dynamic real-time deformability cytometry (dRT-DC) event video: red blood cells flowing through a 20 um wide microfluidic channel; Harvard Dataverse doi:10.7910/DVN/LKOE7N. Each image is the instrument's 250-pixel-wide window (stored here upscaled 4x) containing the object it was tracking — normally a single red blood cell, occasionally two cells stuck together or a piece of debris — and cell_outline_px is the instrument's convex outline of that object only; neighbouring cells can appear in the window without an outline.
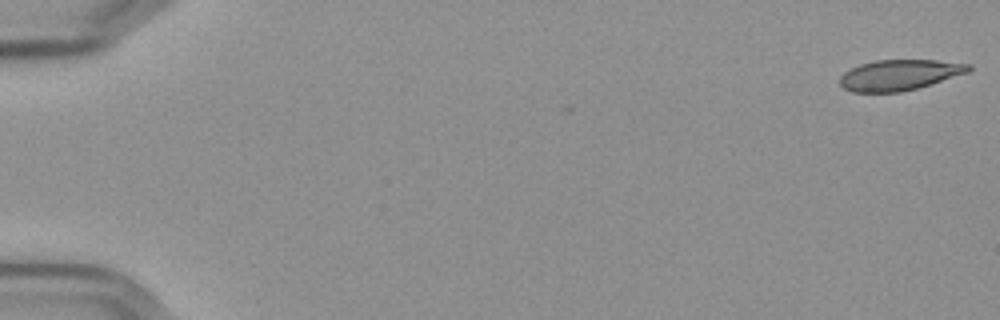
{"species": "Egyptian fruit bat (a non-hibernating species)", "species_latin": "Rousettus aegyptiacus", "temperature_condition": "cold", "stored_images_in_passage": 57, "camera_frame_rate_fps": 3000, "um_per_image_px": 0.085, "frame": {"image": 1, "passage_image": 1, "time_ms": 0.0, "image_size_px": [1000, 320], "cell_outline_px": [[972, 68], [968, 72], [916, 88], [900, 92], [852, 92], [844, 88], [840, 84], [840, 76], [844, 72], [860, 64], [876, 60], [936, 60], [972, 64]], "centroid_in_image_um": [76.44, 6.36], "position_along_channel_um": 8.6, "area_um2": 22.77}}
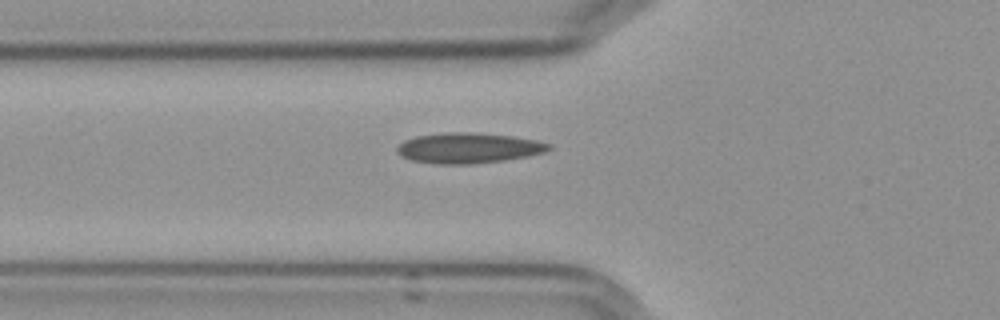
{"frame": {"image": 2, "passage_image": 21, "time_ms": 6.667, "image_size_px": [1000, 320], "cell_outline_px": [[552, 148], [544, 152], [528, 156], [504, 160], [468, 164], [440, 164], [412, 160], [396, 152], [396, 148], [404, 140], [416, 136], [448, 132], [472, 132], [512, 136], [536, 140], [552, 144]], "centroid_in_image_um": [39.84, 12.57], "position_along_channel_um": 86.0, "area_um2": 26.76}}
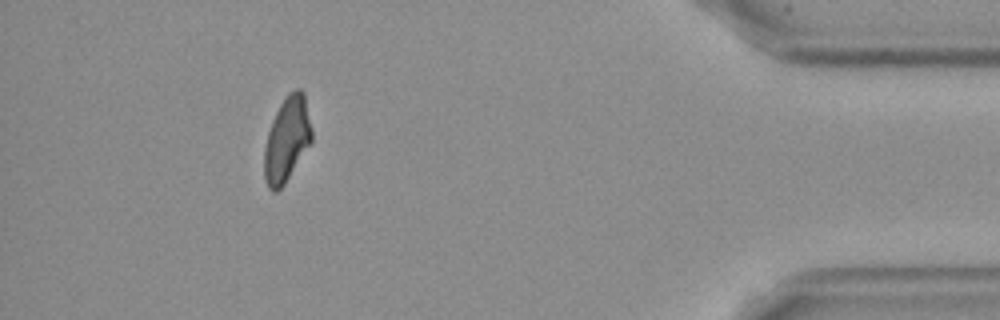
{"frame": {"image": 3, "passage_image": 52, "time_ms": 17.0, "image_size_px": [1000, 320], "cell_outline_px": [[312, 140], [284, 184], [276, 192], [272, 192], [268, 188], [264, 180], [264, 148], [268, 132], [272, 120], [284, 96], [288, 92], [296, 88], [300, 88], [304, 92], [312, 128]], "centroid_in_image_um": [24.38, 11.82], "position_along_channel_um": 410.8, "area_um2": 23.52}, "authors_computed_cell_mechanics": {"area_um2": 24.2182, "velocity_mm_per_s": 3.608, "shape_relaxation_time_tau1_ms": null, "shape_relaxation_time_tau2_ms": 3.952, "deformation_change_tau1": null, "deformation_change_tau2": 0.1041}}